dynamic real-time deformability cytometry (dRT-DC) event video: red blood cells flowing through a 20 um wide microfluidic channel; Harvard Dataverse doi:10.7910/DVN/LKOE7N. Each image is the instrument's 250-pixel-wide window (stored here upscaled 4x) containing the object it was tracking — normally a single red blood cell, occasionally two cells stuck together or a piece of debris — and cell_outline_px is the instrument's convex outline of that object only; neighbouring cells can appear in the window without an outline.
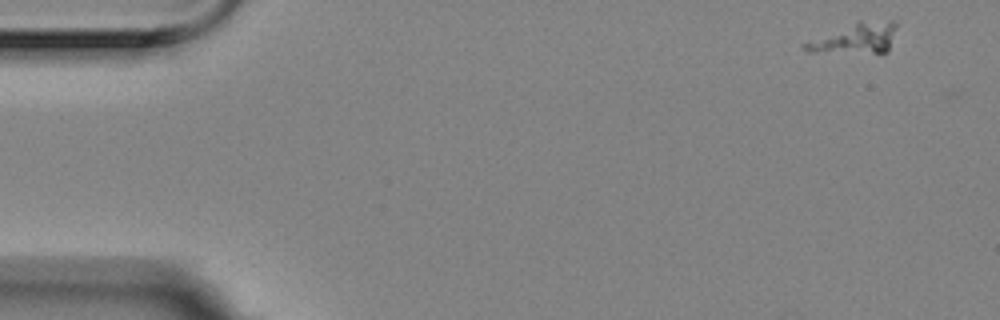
{"species": "Egyptian fruit bat (a non-hibernating species)", "species_latin": "Rousettus aegyptiacus", "temperature_condition": "room temperature", "stored_images_in_passage": 4, "camera_frame_rate_fps": 3000, "um_per_image_px": 0.085, "animal": {"sex": "female"}, "frame": {"image": 1, "passage_image": 1, "time_ms": 0.0, "image_size_px": [1000, 320], "cell_outline_px": [[896, 28], [888, 52], [884, 56], [880, 56], [808, 52], [804, 48], [804, 44], [856, 20], [892, 20], [896, 24]], "centroid_in_image_um": [72.8, 3.32], "position_along_channel_um": 12.2, "area_um2": 17.17}}